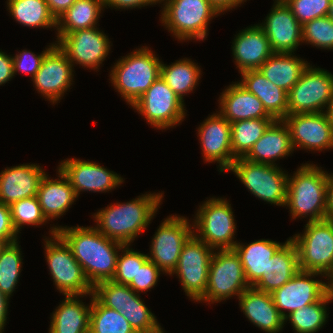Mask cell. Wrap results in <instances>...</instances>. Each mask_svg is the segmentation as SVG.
<instances>
[{"label":"cell","mask_w":333,"mask_h":333,"mask_svg":"<svg viewBox=\"0 0 333 333\" xmlns=\"http://www.w3.org/2000/svg\"><path fill=\"white\" fill-rule=\"evenodd\" d=\"M55 227L57 234L72 250L92 286L112 280L123 244L107 238L93 226Z\"/></svg>","instance_id":"1"},{"label":"cell","mask_w":333,"mask_h":333,"mask_svg":"<svg viewBox=\"0 0 333 333\" xmlns=\"http://www.w3.org/2000/svg\"><path fill=\"white\" fill-rule=\"evenodd\" d=\"M164 193H148L126 203H114L93 214L95 228L107 238L130 245L151 223ZM139 234V235H138Z\"/></svg>","instance_id":"2"},{"label":"cell","mask_w":333,"mask_h":333,"mask_svg":"<svg viewBox=\"0 0 333 333\" xmlns=\"http://www.w3.org/2000/svg\"><path fill=\"white\" fill-rule=\"evenodd\" d=\"M328 175L322 167L305 163L292 177L288 176L285 206L289 207L292 219L308 215V222L325 219Z\"/></svg>","instance_id":"3"},{"label":"cell","mask_w":333,"mask_h":333,"mask_svg":"<svg viewBox=\"0 0 333 333\" xmlns=\"http://www.w3.org/2000/svg\"><path fill=\"white\" fill-rule=\"evenodd\" d=\"M161 63L151 49L140 47L114 63L109 80L132 106L160 76Z\"/></svg>","instance_id":"4"},{"label":"cell","mask_w":333,"mask_h":333,"mask_svg":"<svg viewBox=\"0 0 333 333\" xmlns=\"http://www.w3.org/2000/svg\"><path fill=\"white\" fill-rule=\"evenodd\" d=\"M160 21L179 41L207 38L210 20L221 14L209 0H166Z\"/></svg>","instance_id":"5"},{"label":"cell","mask_w":333,"mask_h":333,"mask_svg":"<svg viewBox=\"0 0 333 333\" xmlns=\"http://www.w3.org/2000/svg\"><path fill=\"white\" fill-rule=\"evenodd\" d=\"M51 237L44 239L46 261L56 289L65 295H86L93 293V286L87 280L72 250L51 227Z\"/></svg>","instance_id":"6"},{"label":"cell","mask_w":333,"mask_h":333,"mask_svg":"<svg viewBox=\"0 0 333 333\" xmlns=\"http://www.w3.org/2000/svg\"><path fill=\"white\" fill-rule=\"evenodd\" d=\"M193 234L214 250L233 249L236 223L231 204L223 198L207 199L195 214Z\"/></svg>","instance_id":"7"},{"label":"cell","mask_w":333,"mask_h":333,"mask_svg":"<svg viewBox=\"0 0 333 333\" xmlns=\"http://www.w3.org/2000/svg\"><path fill=\"white\" fill-rule=\"evenodd\" d=\"M248 287L237 253L233 249L215 250L211 257L206 292L198 301L214 304L235 295L238 299Z\"/></svg>","instance_id":"8"},{"label":"cell","mask_w":333,"mask_h":333,"mask_svg":"<svg viewBox=\"0 0 333 333\" xmlns=\"http://www.w3.org/2000/svg\"><path fill=\"white\" fill-rule=\"evenodd\" d=\"M257 198L277 206H285L288 174L277 165L255 163L236 158L230 169Z\"/></svg>","instance_id":"9"},{"label":"cell","mask_w":333,"mask_h":333,"mask_svg":"<svg viewBox=\"0 0 333 333\" xmlns=\"http://www.w3.org/2000/svg\"><path fill=\"white\" fill-rule=\"evenodd\" d=\"M304 229L290 237L298 250L299 269L326 276L333 268V221H307Z\"/></svg>","instance_id":"10"},{"label":"cell","mask_w":333,"mask_h":333,"mask_svg":"<svg viewBox=\"0 0 333 333\" xmlns=\"http://www.w3.org/2000/svg\"><path fill=\"white\" fill-rule=\"evenodd\" d=\"M310 64L288 95L287 115L325 112L333 97V74Z\"/></svg>","instance_id":"11"},{"label":"cell","mask_w":333,"mask_h":333,"mask_svg":"<svg viewBox=\"0 0 333 333\" xmlns=\"http://www.w3.org/2000/svg\"><path fill=\"white\" fill-rule=\"evenodd\" d=\"M184 106L185 103L159 76L131 108L154 128L165 130L182 123L186 116Z\"/></svg>","instance_id":"12"},{"label":"cell","mask_w":333,"mask_h":333,"mask_svg":"<svg viewBox=\"0 0 333 333\" xmlns=\"http://www.w3.org/2000/svg\"><path fill=\"white\" fill-rule=\"evenodd\" d=\"M215 250L194 234L186 241L174 271L179 277L182 289L192 301L198 300L206 292L211 257Z\"/></svg>","instance_id":"13"},{"label":"cell","mask_w":333,"mask_h":333,"mask_svg":"<svg viewBox=\"0 0 333 333\" xmlns=\"http://www.w3.org/2000/svg\"><path fill=\"white\" fill-rule=\"evenodd\" d=\"M184 216L171 215L155 232L147 255L163 273L170 275L178 262L184 244L193 235V226Z\"/></svg>","instance_id":"14"},{"label":"cell","mask_w":333,"mask_h":333,"mask_svg":"<svg viewBox=\"0 0 333 333\" xmlns=\"http://www.w3.org/2000/svg\"><path fill=\"white\" fill-rule=\"evenodd\" d=\"M58 47L66 54L69 61L82 68L100 69V64L111 50L108 36L99 28L77 30L66 35H57Z\"/></svg>","instance_id":"15"},{"label":"cell","mask_w":333,"mask_h":333,"mask_svg":"<svg viewBox=\"0 0 333 333\" xmlns=\"http://www.w3.org/2000/svg\"><path fill=\"white\" fill-rule=\"evenodd\" d=\"M55 45L45 54L32 79L35 89L52 104L58 103L73 84L74 68L66 54ZM62 97V98H61Z\"/></svg>","instance_id":"16"},{"label":"cell","mask_w":333,"mask_h":333,"mask_svg":"<svg viewBox=\"0 0 333 333\" xmlns=\"http://www.w3.org/2000/svg\"><path fill=\"white\" fill-rule=\"evenodd\" d=\"M293 149H333V129L325 112L286 115Z\"/></svg>","instance_id":"17"},{"label":"cell","mask_w":333,"mask_h":333,"mask_svg":"<svg viewBox=\"0 0 333 333\" xmlns=\"http://www.w3.org/2000/svg\"><path fill=\"white\" fill-rule=\"evenodd\" d=\"M319 275L325 277L321 273L300 270L282 287L271 293L273 302L283 318L294 310L319 301L326 294V282L312 279Z\"/></svg>","instance_id":"18"},{"label":"cell","mask_w":333,"mask_h":333,"mask_svg":"<svg viewBox=\"0 0 333 333\" xmlns=\"http://www.w3.org/2000/svg\"><path fill=\"white\" fill-rule=\"evenodd\" d=\"M197 130L205 162H217L221 173L228 171L236 159L231 146V123L219 112L213 113Z\"/></svg>","instance_id":"19"},{"label":"cell","mask_w":333,"mask_h":333,"mask_svg":"<svg viewBox=\"0 0 333 333\" xmlns=\"http://www.w3.org/2000/svg\"><path fill=\"white\" fill-rule=\"evenodd\" d=\"M57 169L67 177L77 197L82 191L105 193L124 183L121 176L96 162L64 159Z\"/></svg>","instance_id":"20"},{"label":"cell","mask_w":333,"mask_h":333,"mask_svg":"<svg viewBox=\"0 0 333 333\" xmlns=\"http://www.w3.org/2000/svg\"><path fill=\"white\" fill-rule=\"evenodd\" d=\"M265 32L274 53H294L302 43V25L286 3H274L264 23Z\"/></svg>","instance_id":"21"},{"label":"cell","mask_w":333,"mask_h":333,"mask_svg":"<svg viewBox=\"0 0 333 333\" xmlns=\"http://www.w3.org/2000/svg\"><path fill=\"white\" fill-rule=\"evenodd\" d=\"M45 174L37 164L5 168L0 173V203L10 206L18 200L36 196Z\"/></svg>","instance_id":"22"},{"label":"cell","mask_w":333,"mask_h":333,"mask_svg":"<svg viewBox=\"0 0 333 333\" xmlns=\"http://www.w3.org/2000/svg\"><path fill=\"white\" fill-rule=\"evenodd\" d=\"M232 42V54L239 73L258 68L274 53L263 29L255 24L239 31Z\"/></svg>","instance_id":"23"},{"label":"cell","mask_w":333,"mask_h":333,"mask_svg":"<svg viewBox=\"0 0 333 333\" xmlns=\"http://www.w3.org/2000/svg\"><path fill=\"white\" fill-rule=\"evenodd\" d=\"M238 299L246 318L264 332L278 333L286 324L270 293L250 286Z\"/></svg>","instance_id":"24"},{"label":"cell","mask_w":333,"mask_h":333,"mask_svg":"<svg viewBox=\"0 0 333 333\" xmlns=\"http://www.w3.org/2000/svg\"><path fill=\"white\" fill-rule=\"evenodd\" d=\"M219 112L230 123L247 119L273 118L262 101L239 82L230 84L219 97Z\"/></svg>","instance_id":"25"},{"label":"cell","mask_w":333,"mask_h":333,"mask_svg":"<svg viewBox=\"0 0 333 333\" xmlns=\"http://www.w3.org/2000/svg\"><path fill=\"white\" fill-rule=\"evenodd\" d=\"M293 151L288 126L283 119H275L243 158L255 163L277 165V159Z\"/></svg>","instance_id":"26"},{"label":"cell","mask_w":333,"mask_h":333,"mask_svg":"<svg viewBox=\"0 0 333 333\" xmlns=\"http://www.w3.org/2000/svg\"><path fill=\"white\" fill-rule=\"evenodd\" d=\"M298 250L294 241L289 238L268 262L266 272L252 286L266 293H272L292 279L298 272Z\"/></svg>","instance_id":"27"},{"label":"cell","mask_w":333,"mask_h":333,"mask_svg":"<svg viewBox=\"0 0 333 333\" xmlns=\"http://www.w3.org/2000/svg\"><path fill=\"white\" fill-rule=\"evenodd\" d=\"M57 172L56 179H50L47 174L43 176L36 195L48 221L62 216L78 198L67 177L60 169Z\"/></svg>","instance_id":"28"},{"label":"cell","mask_w":333,"mask_h":333,"mask_svg":"<svg viewBox=\"0 0 333 333\" xmlns=\"http://www.w3.org/2000/svg\"><path fill=\"white\" fill-rule=\"evenodd\" d=\"M86 295H65L55 311L52 313L49 333H89L90 330V305L80 301Z\"/></svg>","instance_id":"29"},{"label":"cell","mask_w":333,"mask_h":333,"mask_svg":"<svg viewBox=\"0 0 333 333\" xmlns=\"http://www.w3.org/2000/svg\"><path fill=\"white\" fill-rule=\"evenodd\" d=\"M240 74L241 86L258 97L274 119H283L287 115V91L273 84L259 70H248Z\"/></svg>","instance_id":"30"},{"label":"cell","mask_w":333,"mask_h":333,"mask_svg":"<svg viewBox=\"0 0 333 333\" xmlns=\"http://www.w3.org/2000/svg\"><path fill=\"white\" fill-rule=\"evenodd\" d=\"M283 244L269 239H261L245 246L237 241L233 250L240 258L249 286H253L262 277L263 273L266 272L268 262Z\"/></svg>","instance_id":"31"},{"label":"cell","mask_w":333,"mask_h":333,"mask_svg":"<svg viewBox=\"0 0 333 333\" xmlns=\"http://www.w3.org/2000/svg\"><path fill=\"white\" fill-rule=\"evenodd\" d=\"M295 53H273L258 70L273 84L289 91L310 63Z\"/></svg>","instance_id":"32"},{"label":"cell","mask_w":333,"mask_h":333,"mask_svg":"<svg viewBox=\"0 0 333 333\" xmlns=\"http://www.w3.org/2000/svg\"><path fill=\"white\" fill-rule=\"evenodd\" d=\"M103 0H76L57 20V35L96 27L103 10Z\"/></svg>","instance_id":"33"},{"label":"cell","mask_w":333,"mask_h":333,"mask_svg":"<svg viewBox=\"0 0 333 333\" xmlns=\"http://www.w3.org/2000/svg\"><path fill=\"white\" fill-rule=\"evenodd\" d=\"M201 74V68L188 58L177 60L170 65L162 62L160 67L161 78L183 102L184 96L196 88Z\"/></svg>","instance_id":"34"},{"label":"cell","mask_w":333,"mask_h":333,"mask_svg":"<svg viewBox=\"0 0 333 333\" xmlns=\"http://www.w3.org/2000/svg\"><path fill=\"white\" fill-rule=\"evenodd\" d=\"M7 7L13 19L23 26L56 29V19L46 0H7Z\"/></svg>","instance_id":"35"},{"label":"cell","mask_w":333,"mask_h":333,"mask_svg":"<svg viewBox=\"0 0 333 333\" xmlns=\"http://www.w3.org/2000/svg\"><path fill=\"white\" fill-rule=\"evenodd\" d=\"M274 120V118H260L231 123L233 156L235 158L244 157Z\"/></svg>","instance_id":"36"},{"label":"cell","mask_w":333,"mask_h":333,"mask_svg":"<svg viewBox=\"0 0 333 333\" xmlns=\"http://www.w3.org/2000/svg\"><path fill=\"white\" fill-rule=\"evenodd\" d=\"M332 301L326 293L319 301L291 312L284 322H291L295 333H316L326 324L329 315L326 306Z\"/></svg>","instance_id":"37"},{"label":"cell","mask_w":333,"mask_h":333,"mask_svg":"<svg viewBox=\"0 0 333 333\" xmlns=\"http://www.w3.org/2000/svg\"><path fill=\"white\" fill-rule=\"evenodd\" d=\"M89 333H137L126 318L102 305L92 294Z\"/></svg>","instance_id":"38"},{"label":"cell","mask_w":333,"mask_h":333,"mask_svg":"<svg viewBox=\"0 0 333 333\" xmlns=\"http://www.w3.org/2000/svg\"><path fill=\"white\" fill-rule=\"evenodd\" d=\"M18 241L0 245V290L11 297L22 268V253Z\"/></svg>","instance_id":"39"},{"label":"cell","mask_w":333,"mask_h":333,"mask_svg":"<svg viewBox=\"0 0 333 333\" xmlns=\"http://www.w3.org/2000/svg\"><path fill=\"white\" fill-rule=\"evenodd\" d=\"M139 295L133 291V296H127V304L119 312L137 333H165Z\"/></svg>","instance_id":"40"},{"label":"cell","mask_w":333,"mask_h":333,"mask_svg":"<svg viewBox=\"0 0 333 333\" xmlns=\"http://www.w3.org/2000/svg\"><path fill=\"white\" fill-rule=\"evenodd\" d=\"M9 207L12 222L17 233H20L23 225H36L37 227L38 225H45L48 221L42 212L36 196L18 200Z\"/></svg>","instance_id":"41"},{"label":"cell","mask_w":333,"mask_h":333,"mask_svg":"<svg viewBox=\"0 0 333 333\" xmlns=\"http://www.w3.org/2000/svg\"><path fill=\"white\" fill-rule=\"evenodd\" d=\"M124 245L117 257L116 272L112 281L118 284L129 285L143 264L148 260V254L140 253Z\"/></svg>","instance_id":"42"},{"label":"cell","mask_w":333,"mask_h":333,"mask_svg":"<svg viewBox=\"0 0 333 333\" xmlns=\"http://www.w3.org/2000/svg\"><path fill=\"white\" fill-rule=\"evenodd\" d=\"M92 294L102 305L120 311L127 304V296H133V290L127 285L105 280L93 286Z\"/></svg>","instance_id":"43"},{"label":"cell","mask_w":333,"mask_h":333,"mask_svg":"<svg viewBox=\"0 0 333 333\" xmlns=\"http://www.w3.org/2000/svg\"><path fill=\"white\" fill-rule=\"evenodd\" d=\"M333 50V21L328 17L313 19L302 26V43Z\"/></svg>","instance_id":"44"},{"label":"cell","mask_w":333,"mask_h":333,"mask_svg":"<svg viewBox=\"0 0 333 333\" xmlns=\"http://www.w3.org/2000/svg\"><path fill=\"white\" fill-rule=\"evenodd\" d=\"M292 14L303 26L316 18L325 17L328 14L330 0H288Z\"/></svg>","instance_id":"45"},{"label":"cell","mask_w":333,"mask_h":333,"mask_svg":"<svg viewBox=\"0 0 333 333\" xmlns=\"http://www.w3.org/2000/svg\"><path fill=\"white\" fill-rule=\"evenodd\" d=\"M54 45L55 44L52 43L39 55H35L34 52L24 49L20 51V53L18 52L15 56H12L14 76L17 72H24L30 74L33 79L40 68L43 57Z\"/></svg>","instance_id":"46"},{"label":"cell","mask_w":333,"mask_h":333,"mask_svg":"<svg viewBox=\"0 0 333 333\" xmlns=\"http://www.w3.org/2000/svg\"><path fill=\"white\" fill-rule=\"evenodd\" d=\"M162 272L151 260H147L143 266L138 269L136 277L128 285L135 293L145 292L152 289L156 284Z\"/></svg>","instance_id":"47"},{"label":"cell","mask_w":333,"mask_h":333,"mask_svg":"<svg viewBox=\"0 0 333 333\" xmlns=\"http://www.w3.org/2000/svg\"><path fill=\"white\" fill-rule=\"evenodd\" d=\"M18 233L14 228L10 207L0 203V245L17 241Z\"/></svg>","instance_id":"48"},{"label":"cell","mask_w":333,"mask_h":333,"mask_svg":"<svg viewBox=\"0 0 333 333\" xmlns=\"http://www.w3.org/2000/svg\"><path fill=\"white\" fill-rule=\"evenodd\" d=\"M156 5L152 0H103L104 8L133 9L149 5Z\"/></svg>","instance_id":"49"},{"label":"cell","mask_w":333,"mask_h":333,"mask_svg":"<svg viewBox=\"0 0 333 333\" xmlns=\"http://www.w3.org/2000/svg\"><path fill=\"white\" fill-rule=\"evenodd\" d=\"M14 77L12 56L0 50V86Z\"/></svg>","instance_id":"50"},{"label":"cell","mask_w":333,"mask_h":333,"mask_svg":"<svg viewBox=\"0 0 333 333\" xmlns=\"http://www.w3.org/2000/svg\"><path fill=\"white\" fill-rule=\"evenodd\" d=\"M50 13L57 20L76 0H46Z\"/></svg>","instance_id":"51"},{"label":"cell","mask_w":333,"mask_h":333,"mask_svg":"<svg viewBox=\"0 0 333 333\" xmlns=\"http://www.w3.org/2000/svg\"><path fill=\"white\" fill-rule=\"evenodd\" d=\"M325 219L333 221V174L329 173L326 186V212Z\"/></svg>","instance_id":"52"},{"label":"cell","mask_w":333,"mask_h":333,"mask_svg":"<svg viewBox=\"0 0 333 333\" xmlns=\"http://www.w3.org/2000/svg\"><path fill=\"white\" fill-rule=\"evenodd\" d=\"M215 8L220 12L223 13L224 11H230L238 7L239 4L246 2V0H209Z\"/></svg>","instance_id":"53"},{"label":"cell","mask_w":333,"mask_h":333,"mask_svg":"<svg viewBox=\"0 0 333 333\" xmlns=\"http://www.w3.org/2000/svg\"><path fill=\"white\" fill-rule=\"evenodd\" d=\"M9 299L10 298L0 290V333H3L4 326L7 322Z\"/></svg>","instance_id":"54"},{"label":"cell","mask_w":333,"mask_h":333,"mask_svg":"<svg viewBox=\"0 0 333 333\" xmlns=\"http://www.w3.org/2000/svg\"><path fill=\"white\" fill-rule=\"evenodd\" d=\"M325 277H327L326 280H328L326 283V293L333 299V268Z\"/></svg>","instance_id":"55"},{"label":"cell","mask_w":333,"mask_h":333,"mask_svg":"<svg viewBox=\"0 0 333 333\" xmlns=\"http://www.w3.org/2000/svg\"><path fill=\"white\" fill-rule=\"evenodd\" d=\"M326 109L327 110H325V114H326L327 118L329 119V122L333 129V97L330 100L329 104L327 105Z\"/></svg>","instance_id":"56"},{"label":"cell","mask_w":333,"mask_h":333,"mask_svg":"<svg viewBox=\"0 0 333 333\" xmlns=\"http://www.w3.org/2000/svg\"><path fill=\"white\" fill-rule=\"evenodd\" d=\"M327 16L333 21V0H330V6Z\"/></svg>","instance_id":"57"},{"label":"cell","mask_w":333,"mask_h":333,"mask_svg":"<svg viewBox=\"0 0 333 333\" xmlns=\"http://www.w3.org/2000/svg\"><path fill=\"white\" fill-rule=\"evenodd\" d=\"M155 4H157V3H163V2H165L166 0H152Z\"/></svg>","instance_id":"58"},{"label":"cell","mask_w":333,"mask_h":333,"mask_svg":"<svg viewBox=\"0 0 333 333\" xmlns=\"http://www.w3.org/2000/svg\"><path fill=\"white\" fill-rule=\"evenodd\" d=\"M288 0H275L274 3H286Z\"/></svg>","instance_id":"59"}]
</instances>
